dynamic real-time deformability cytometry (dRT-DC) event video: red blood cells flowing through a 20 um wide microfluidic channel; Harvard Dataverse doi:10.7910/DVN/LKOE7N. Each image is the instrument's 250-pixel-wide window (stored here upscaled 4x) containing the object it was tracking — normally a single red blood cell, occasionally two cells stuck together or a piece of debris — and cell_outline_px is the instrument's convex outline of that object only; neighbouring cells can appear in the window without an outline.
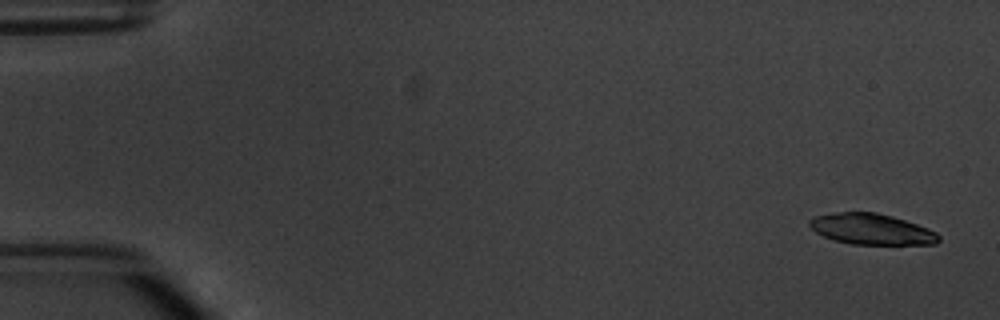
{"species": "common noctule bat (a hibernating species)", "species_latin": "Nyctalus noctula", "temperature_condition": "warm", "stored_images_in_passage": 5, "camera_frame_rate_fps": 3000, "um_per_image_px": 0.085, "animal": {"sex": "male", "body_mass_g": 20.1, "forearm_length_mm": 53.5}, "frame": {"image": 1, "passage_image": 1, "time_ms": 0.0, "image_size_px": [1000, 320], "cell_outline_px": [[940, 240], [936, 244], [852, 244], [832, 240], [816, 232], [808, 224], [808, 220], [812, 216], [840, 212], [876, 212], [892, 216], [928, 228], [936, 232], [940, 236]], "centroid_in_image_um": [74.06, 19.47], "position_along_channel_um": 10.9, "area_um2": 23.24}}
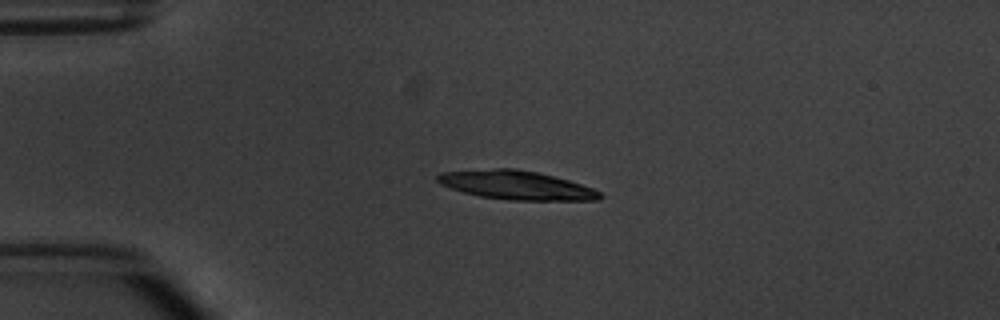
{"frame": {"image": 2, "passage_image": 4, "time_ms": 3.667, "image_size_px": [1000, 320], "cell_outline_px": [[604, 196], [600, 200], [508, 200], [480, 196], [464, 192], [440, 184], [436, 180], [436, 176], [440, 172], [496, 168], [516, 168], [536, 172], [568, 180], [592, 188], [600, 192]], "centroid_in_image_um": [43.88, 15.74], "position_along_channel_um": 41.1, "area_um2": 27.17}}